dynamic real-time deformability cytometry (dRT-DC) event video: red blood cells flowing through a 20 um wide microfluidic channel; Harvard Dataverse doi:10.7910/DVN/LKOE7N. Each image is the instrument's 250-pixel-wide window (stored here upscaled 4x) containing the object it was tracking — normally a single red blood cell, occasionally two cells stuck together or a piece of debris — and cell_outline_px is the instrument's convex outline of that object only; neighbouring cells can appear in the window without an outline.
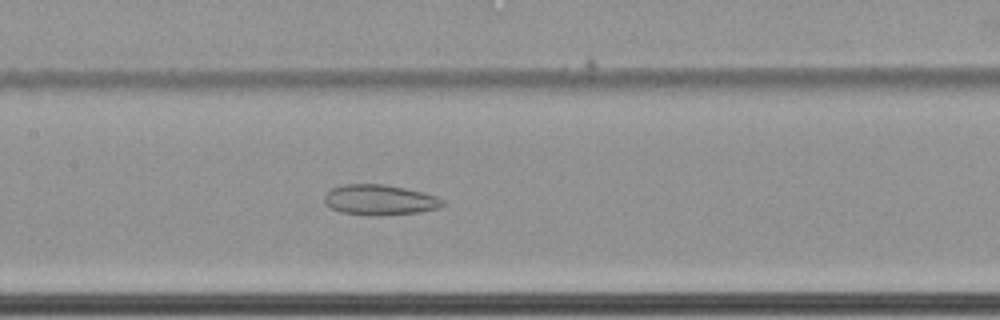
{"species": "common noctule bat (a hibernating species)", "species_latin": "Nyctalus noctula", "temperature_condition": "cold", "stored_images_in_passage": 66, "camera_frame_rate_fps": 3000, "um_per_image_px": 0.085, "animal": {"sex": "female", "body_mass_g": 22.7, "forearm_length_mm": 54.2}, "frame": {"image": 1, "passage_image": 36, "time_ms": 11.667, "image_size_px": [1000, 320], "cell_outline_px": [[444, 204], [440, 208], [420, 212], [384, 216], [372, 216], [340, 212], [332, 208], [324, 200], [324, 196], [332, 188], [340, 184], [384, 184], [424, 192], [436, 196], [444, 200]], "centroid_in_image_um": [32.3, 17.0], "position_along_channel_um": 175.1, "area_um2": 21.15}}
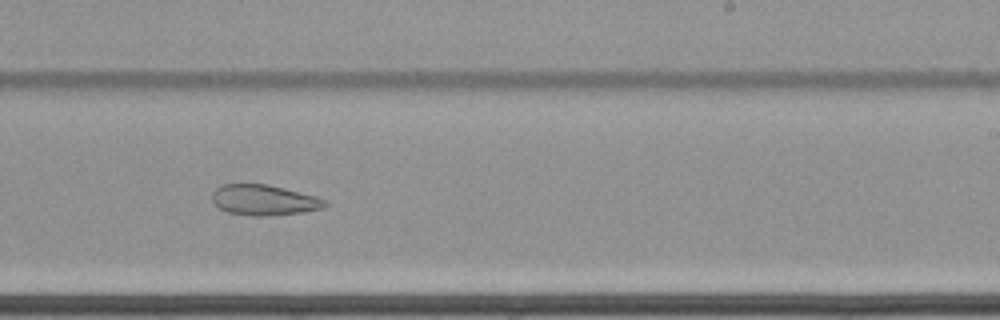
{"frame": {"image": 2, "passage_image": 44, "time_ms": 14.333, "image_size_px": [1000, 320], "cell_outline_px": [[328, 204], [324, 208], [304, 212], [264, 216], [256, 216], [228, 212], [212, 204], [212, 192], [220, 184], [268, 184], [316, 196], [324, 200]], "centroid_in_image_um": [22.42, 17.0], "position_along_channel_um": 266.6, "area_um2": 20.11}}
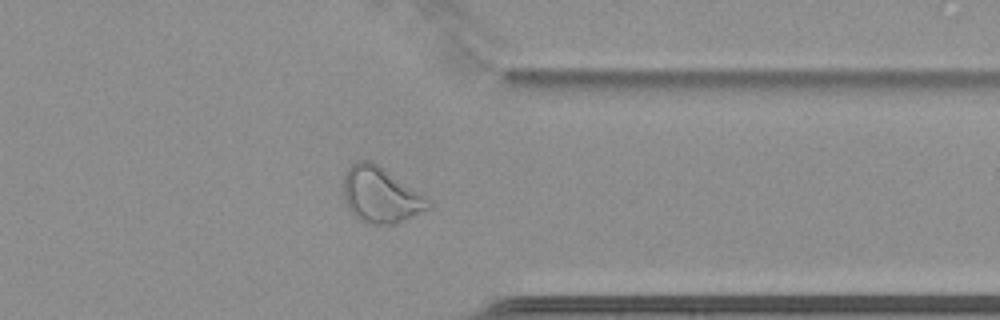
{"frame": {"image": 3, "passage_image": 54, "time_ms": 17.667, "image_size_px": [1000, 320], "cell_outline_px": [[432, 208], [396, 224], [368, 224], [360, 220], [348, 208], [344, 200], [344, 176], [348, 168], [352, 164], [360, 160], [372, 160], [432, 200]], "centroid_in_image_um": [32.39, 16.58], "position_along_channel_um": 379.0, "area_um2": 27.74}}